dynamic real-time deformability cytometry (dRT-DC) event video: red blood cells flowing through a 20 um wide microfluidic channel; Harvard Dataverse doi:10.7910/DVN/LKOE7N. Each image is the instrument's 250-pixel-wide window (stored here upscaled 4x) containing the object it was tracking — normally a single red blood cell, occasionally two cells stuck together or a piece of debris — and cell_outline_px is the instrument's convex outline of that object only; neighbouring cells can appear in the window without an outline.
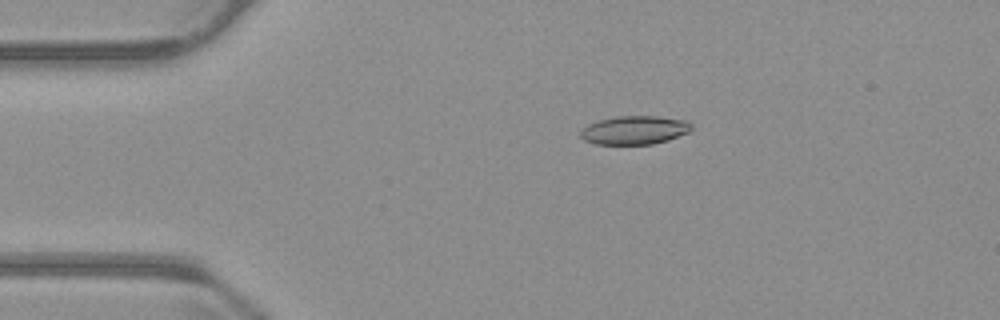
{"species": "common noctule bat (a hibernating species)", "species_latin": "Nyctalus noctula", "temperature_condition": "warm", "stored_images_in_passage": 55, "camera_frame_rate_fps": 3000, "um_per_image_px": 0.085, "animal": {"sex": "male", "body_mass_g": 23.1, "forearm_length_mm": 52.7}, "frame": {"image": 1, "passage_image": 11, "time_ms": 3.333, "image_size_px": [1000, 320], "cell_outline_px": [[692, 128], [688, 132], [668, 140], [652, 144], [596, 144], [584, 140], [580, 136], [580, 132], [588, 124], [600, 120], [616, 116], [656, 116], [688, 120], [692, 124]], "centroid_in_image_um": [53.95, 11.05], "position_along_channel_um": 31.0, "area_um2": 18.44}}
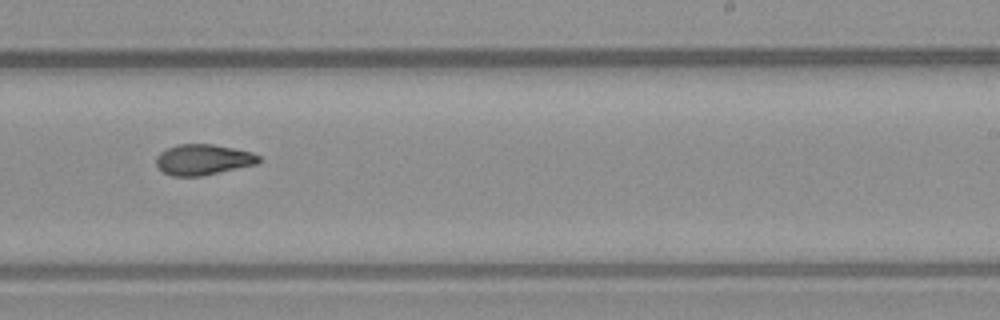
{"frame": {"image": 2, "passage_image": 34, "time_ms": 11.0, "image_size_px": [1000, 320], "cell_outline_px": [[260, 160], [256, 164], [200, 176], [172, 176], [164, 172], [156, 164], [156, 156], [160, 152], [176, 144], [212, 144], [252, 152], [260, 156]], "centroid_in_image_um": [17.24, 13.56], "position_along_channel_um": 271.8, "area_um2": 18.15}}
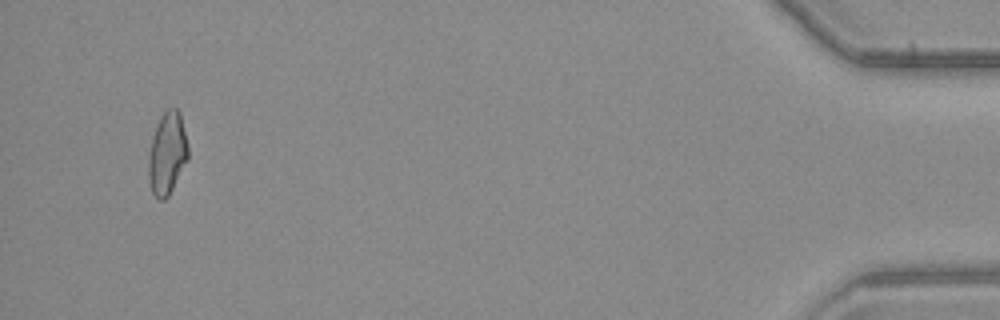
{"frame": {"image": 3, "passage_image": 53, "time_ms": 17.333, "image_size_px": [1000, 320], "cell_outline_px": [[188, 160], [168, 196], [164, 200], [160, 200], [152, 192], [148, 180], [148, 156], [152, 136], [156, 124], [160, 116], [168, 108], [176, 108], [180, 112], [188, 144]], "centroid_in_image_um": [14.21, 13.02], "position_along_channel_um": 421.0, "area_um2": 19.19}, "authors_computed_cell_mechanics": {"area_um2": 18.7272, "velocity_mm_per_s": 3.7427, "shape_relaxation_time_tau1_ms": null, "shape_relaxation_time_tau2_ms": 3.3064, "deformation_change_tau1": null, "deformation_change_tau2": 0.0877}}